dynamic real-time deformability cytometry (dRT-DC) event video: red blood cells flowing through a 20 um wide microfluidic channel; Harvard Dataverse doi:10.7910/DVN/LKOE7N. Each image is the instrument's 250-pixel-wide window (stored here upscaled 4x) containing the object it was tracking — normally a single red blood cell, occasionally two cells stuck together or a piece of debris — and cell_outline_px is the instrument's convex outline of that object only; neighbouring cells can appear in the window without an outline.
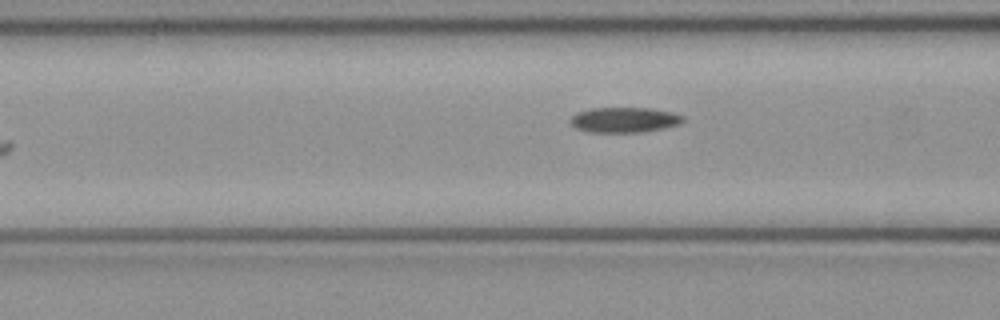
{"species": "common noctule bat (a hibernating species)", "species_latin": "Nyctalus noctula", "temperature_condition": "cold", "stored_images_in_passage": 7, "camera_frame_rate_fps": 3000, "um_per_image_px": 0.085, "animal": {"sex": "female", "body_mass_g": 21.9}, "frame": {"image": 1, "passage_image": 7, "time_ms": 2.0, "image_size_px": [1000, 320], "cell_outline_px": [[684, 120], [680, 124], [664, 128], [640, 132], [588, 132], [576, 128], [568, 120], [576, 112], [592, 108], [648, 108], [672, 112], [684, 116]], "centroid_in_image_um": [53.05, 10.18], "position_along_channel_um": 113.5, "area_um2": 16.59}}